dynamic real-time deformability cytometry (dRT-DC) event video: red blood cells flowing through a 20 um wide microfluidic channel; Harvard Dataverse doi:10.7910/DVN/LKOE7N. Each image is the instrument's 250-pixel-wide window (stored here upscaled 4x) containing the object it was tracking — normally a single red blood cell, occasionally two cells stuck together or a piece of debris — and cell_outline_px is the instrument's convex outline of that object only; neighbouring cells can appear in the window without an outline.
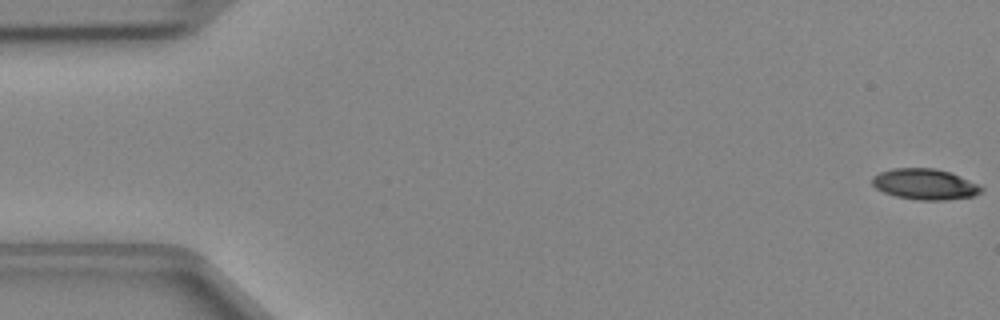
{"species": "Egyptian fruit bat (a non-hibernating species)", "species_latin": "Rousettus aegyptiacus", "temperature_condition": "cold", "stored_images_in_passage": 48, "camera_frame_rate_fps": 3000, "um_per_image_px": 0.085, "animal": {"sex": "female"}, "frame": {"image": 1, "passage_image": 1, "time_ms": 0.0, "image_size_px": [1000, 320], "cell_outline_px": [[984, 192], [972, 196], [944, 200], [920, 200], [896, 196], [884, 192], [876, 188], [872, 184], [872, 176], [880, 172], [892, 168], [936, 168], [960, 176], [984, 188]], "centroid_in_image_um": [78.6, 15.65], "position_along_channel_um": 6.4, "area_um2": 19.48}}
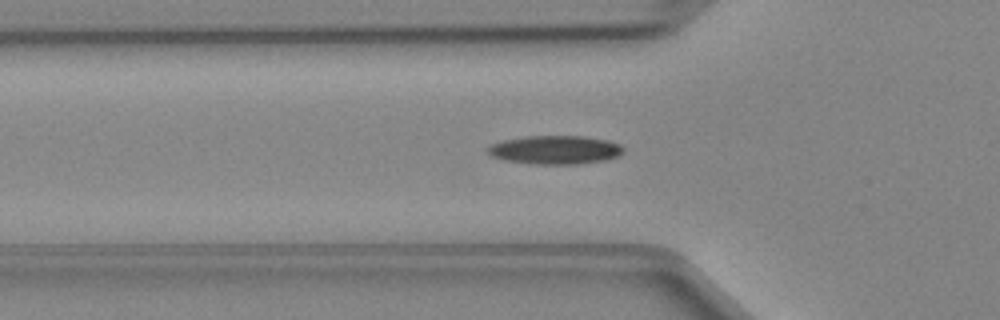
{"frame": {"image": 2, "passage_image": 16, "time_ms": 5.0, "image_size_px": [1000, 320], "cell_outline_px": [[624, 152], [620, 156], [608, 160], [580, 164], [536, 164], [504, 160], [492, 156], [484, 148], [492, 144], [504, 140], [524, 136], [584, 136], [608, 140], [620, 144], [624, 148]], "centroid_in_image_um": [47.23, 12.74], "position_along_channel_um": 78.6, "area_um2": 22.89}}
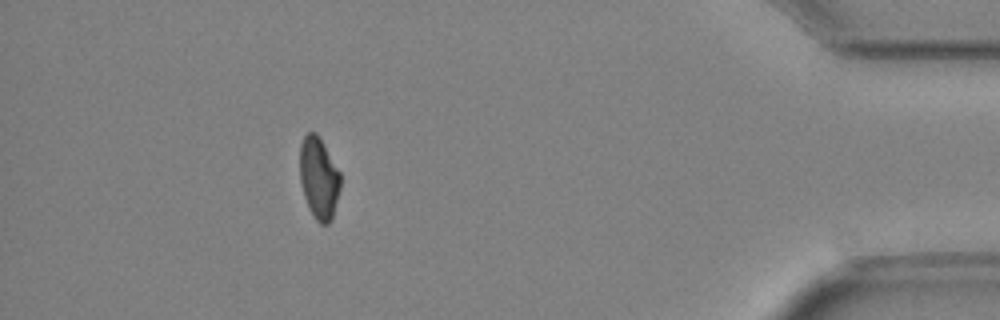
{"frame": {"image": 3, "passage_image": 43, "time_ms": 14.0, "image_size_px": [1000, 320], "cell_outline_px": [[340, 188], [332, 220], [328, 224], [320, 224], [316, 220], [308, 208], [304, 196], [300, 180], [300, 144], [304, 136], [308, 132], [316, 132], [340, 172]], "centroid_in_image_um": [27.1, 15.16], "position_along_channel_um": 408.1, "area_um2": 19.31}}